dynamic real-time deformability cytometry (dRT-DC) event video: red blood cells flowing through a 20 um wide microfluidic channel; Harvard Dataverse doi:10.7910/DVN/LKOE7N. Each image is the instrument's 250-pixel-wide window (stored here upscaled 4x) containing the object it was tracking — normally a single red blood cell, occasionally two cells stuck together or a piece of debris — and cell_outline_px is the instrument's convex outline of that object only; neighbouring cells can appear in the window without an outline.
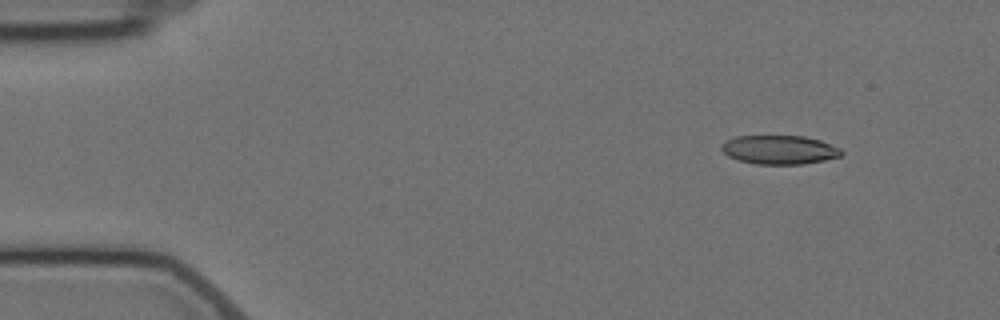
{"species": "Egyptian fruit bat (a non-hibernating species)", "species_latin": "Rousettus aegyptiacus", "temperature_condition": "cold", "stored_images_in_passage": 5, "camera_frame_rate_fps": 3000, "um_per_image_px": 0.085, "animal": {"sex": "female"}, "frame": {"image": 1, "passage_image": 1, "time_ms": 0.0, "image_size_px": [1000, 320], "cell_outline_px": [[844, 152], [840, 156], [824, 160], [804, 164], [756, 164], [736, 160], [728, 156], [720, 148], [720, 144], [724, 140], [736, 136], [804, 136], [820, 140], [840, 148]], "centroid_in_image_um": [66.21, 12.73], "position_along_channel_um": 18.8, "area_um2": 20.35}}
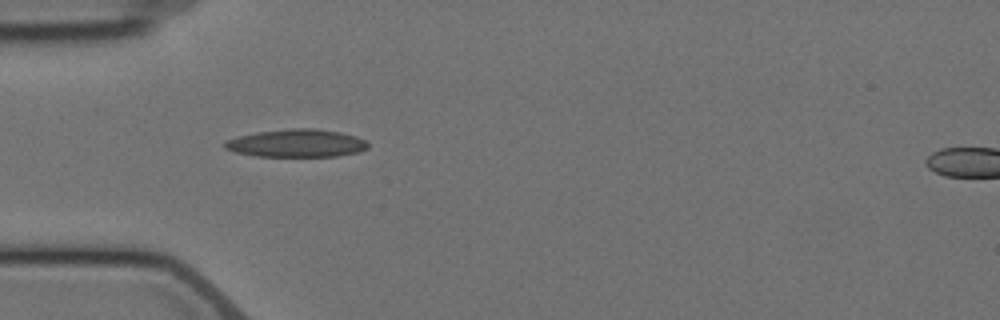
{"frame": {"image": 2, "passage_image": 4, "time_ms": 3.667, "image_size_px": [1000, 320], "cell_outline_px": [[368, 148], [360, 152], [336, 156], [256, 156], [236, 152], [224, 148], [224, 140], [256, 132], [288, 128], [316, 128], [340, 132], [356, 136], [364, 140], [368, 144]], "centroid_in_image_um": [25.21, 12.17], "position_along_channel_um": 59.8, "area_um2": 23.29}}
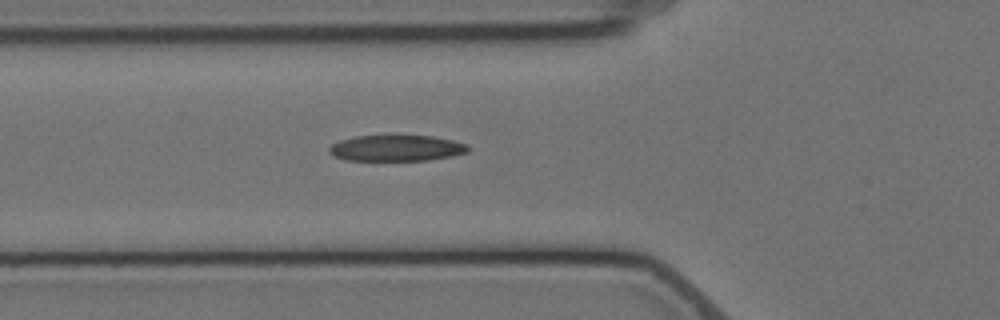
{"frame": {"image": 3, "passage_image": 5, "time_ms": 4.667, "image_size_px": [1000, 320], "cell_outline_px": [[468, 152], [452, 156], [428, 160], [344, 160], [332, 156], [328, 152], [328, 148], [332, 144], [340, 140], [356, 136], [432, 136], [452, 140], [468, 144]], "centroid_in_image_um": [33.67, 12.59], "position_along_channel_um": 92.1, "area_um2": 21.04}}